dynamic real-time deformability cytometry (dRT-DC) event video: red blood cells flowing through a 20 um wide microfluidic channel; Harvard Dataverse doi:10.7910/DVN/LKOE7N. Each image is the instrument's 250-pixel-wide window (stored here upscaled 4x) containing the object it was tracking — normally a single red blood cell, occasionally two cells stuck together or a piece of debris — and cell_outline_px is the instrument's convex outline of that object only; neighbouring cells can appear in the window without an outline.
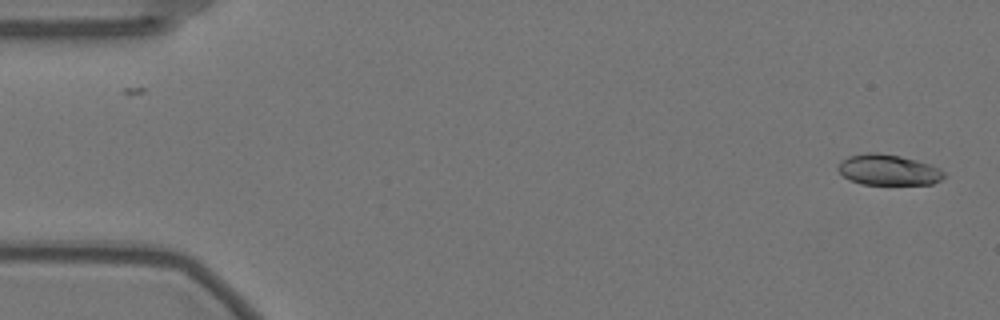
{"species": "Egyptian fruit bat (a non-hibernating species)", "species_latin": "Rousettus aegyptiacus", "temperature_condition": "warm", "stored_images_in_passage": 56, "camera_frame_rate_fps": 3000, "um_per_image_px": 0.085, "animal": {"sex": "female"}, "frame": {"image": 1, "passage_image": 1, "time_ms": 0.0, "image_size_px": [1000, 320], "cell_outline_px": [[944, 176], [940, 180], [932, 184], [860, 184], [848, 180], [836, 168], [848, 156], [868, 152], [876, 152], [900, 156], [932, 164], [940, 168], [944, 172]], "centroid_in_image_um": [75.51, 14.44], "position_along_channel_um": 9.5, "area_um2": 18.96}}
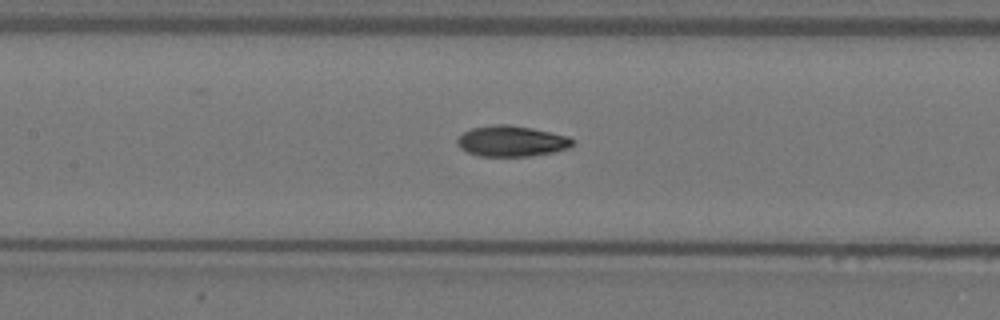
{"frame": {"image": 2, "passage_image": 25, "time_ms": 8.0, "image_size_px": [1000, 320], "cell_outline_px": [[576, 140], [568, 148], [552, 152], [532, 156], [480, 156], [468, 152], [460, 148], [456, 140], [464, 132], [472, 128], [496, 124], [508, 124], [532, 128], [568, 136]], "centroid_in_image_um": [43.49, 11.99], "position_along_channel_um": 163.9, "area_um2": 20.58}}
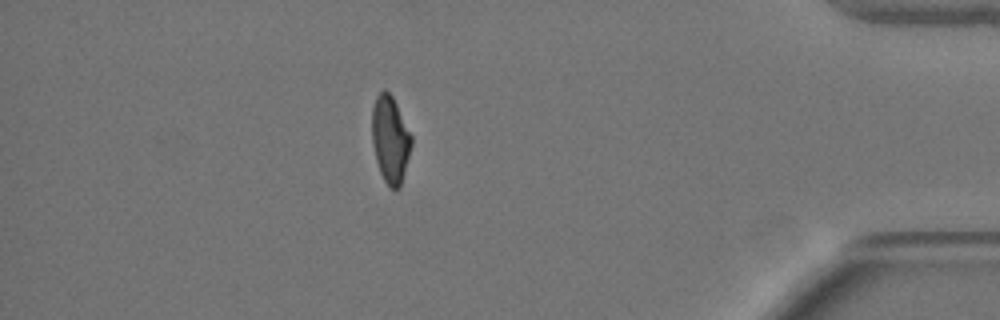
{"frame": {"image": 3, "passage_image": 49, "time_ms": 16.0, "image_size_px": [1000, 320], "cell_outline_px": [[412, 144], [400, 188], [392, 188], [384, 180], [380, 172], [376, 160], [372, 144], [372, 108], [376, 96], [384, 88], [392, 96], [412, 136]], "centroid_in_image_um": [33.16, 11.83], "position_along_channel_um": 402.0, "area_um2": 19.83}, "authors_computed_cell_mechanics": {"area_um2": 20.4034, "velocity_mm_per_s": 3.5268, "shape_relaxation_time_tau1_ms": 7.0057, "shape_relaxation_time_tau2_ms": 1.9116, "deformation_change_tau1": 0.2035, "deformation_change_tau2": 0.0645}}